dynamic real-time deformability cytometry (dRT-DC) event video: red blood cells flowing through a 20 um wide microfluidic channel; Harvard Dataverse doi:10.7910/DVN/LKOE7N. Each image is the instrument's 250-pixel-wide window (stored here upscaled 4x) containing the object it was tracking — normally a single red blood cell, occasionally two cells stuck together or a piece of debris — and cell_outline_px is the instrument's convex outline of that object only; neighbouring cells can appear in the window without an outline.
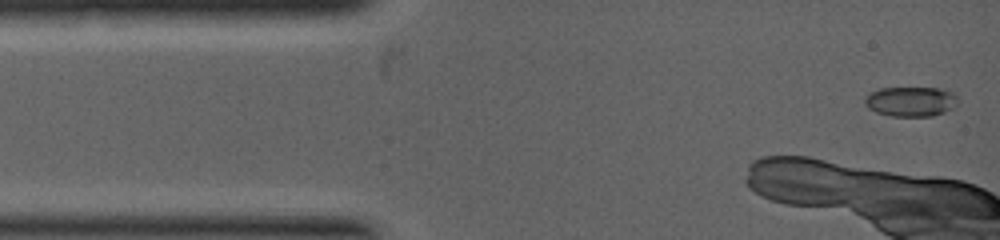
{"species": "common noctule bat (a hibernating species)", "species_latin": "Nyctalus noctula", "temperature_condition": "warm", "stored_images_in_passage": 8, "camera_frame_rate_fps": 5000, "um_per_image_px": 0.085, "animal": {"sex": "female", "body_mass_g": 19.0, "forearm_length_mm": 53.3}, "frame": {"image": 1, "passage_image": 1, "time_ms": 0.0, "image_size_px": [1000, 240], "cell_outline_px": [[956, 104], [952, 108], [944, 112], [932, 116], [892, 116], [876, 112], [868, 108], [864, 104], [864, 96], [868, 92], [880, 88], [940, 88], [952, 92], [956, 96]], "centroid_in_image_um": [77.36, 8.62], "position_along_channel_um": 7.6, "area_um2": 16.24}}